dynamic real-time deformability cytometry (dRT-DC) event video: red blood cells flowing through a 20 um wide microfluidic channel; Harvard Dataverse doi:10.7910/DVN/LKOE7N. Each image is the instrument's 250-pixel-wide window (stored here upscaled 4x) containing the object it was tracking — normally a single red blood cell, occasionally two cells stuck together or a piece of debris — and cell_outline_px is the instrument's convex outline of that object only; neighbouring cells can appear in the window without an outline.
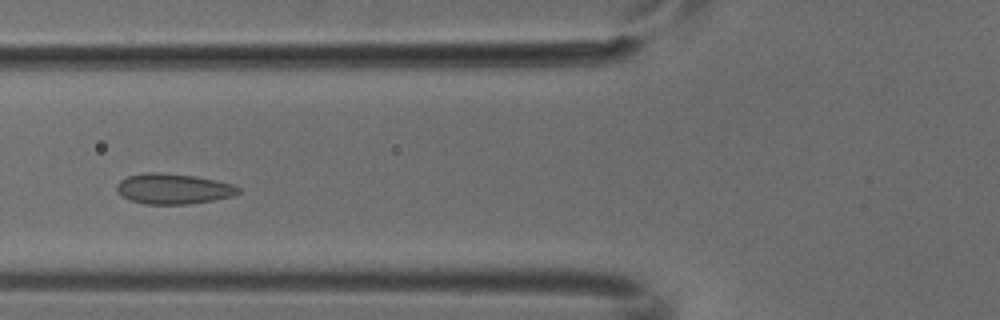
{"species": "common noctule bat (a hibernating species)", "species_latin": "Nyctalus noctula", "temperature_condition": "cold", "stored_images_in_passage": 5, "camera_frame_rate_fps": 3000, "um_per_image_px": 0.085, "animal": {"sex": "male", "body_mass_g": 18.8}, "frame": {"image": 1, "passage_image": 5, "time_ms": 1.333, "image_size_px": [1000, 320], "cell_outline_px": [[240, 192], [232, 196], [212, 200], [188, 204], [144, 204], [128, 200], [116, 188], [116, 184], [120, 180], [128, 176], [148, 172], [160, 172], [196, 176], [216, 180], [232, 184], [240, 188]], "centroid_in_image_um": [14.73, 16.04], "position_along_channel_um": 111.1, "area_um2": 21.5}}